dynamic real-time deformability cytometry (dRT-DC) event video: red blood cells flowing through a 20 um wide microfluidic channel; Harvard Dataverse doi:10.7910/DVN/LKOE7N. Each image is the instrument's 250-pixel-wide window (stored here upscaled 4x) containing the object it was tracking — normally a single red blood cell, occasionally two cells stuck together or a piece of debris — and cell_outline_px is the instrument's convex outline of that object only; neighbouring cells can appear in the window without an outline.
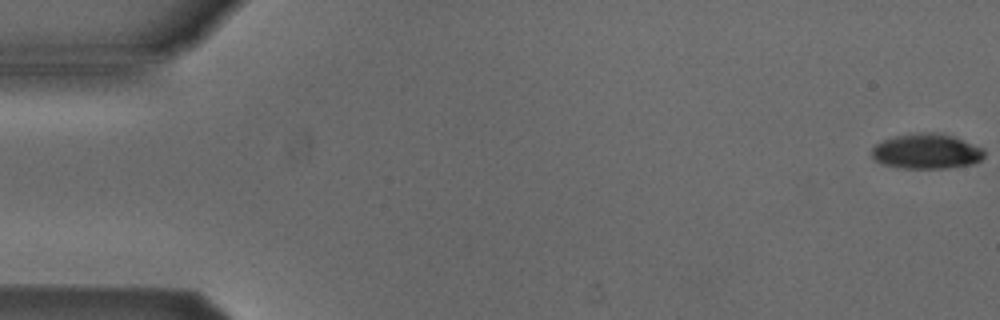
{"species": "Egyptian fruit bat (a non-hibernating species)", "species_latin": "Rousettus aegyptiacus", "temperature_condition": "cold", "stored_images_in_passage": 46, "camera_frame_rate_fps": 3000, "um_per_image_px": 0.085, "animal": {"sex": "male"}, "frame": {"image": 1, "passage_image": 1, "time_ms": 0.0, "image_size_px": [1000, 320], "cell_outline_px": [[984, 156], [980, 160], [972, 164], [948, 168], [904, 168], [884, 164], [876, 160], [872, 156], [872, 148], [876, 144], [884, 140], [896, 136], [920, 132], [932, 132], [952, 136], [984, 148]], "centroid_in_image_um": [78.77, 12.86], "position_along_channel_um": 6.2, "area_um2": 22.77}}
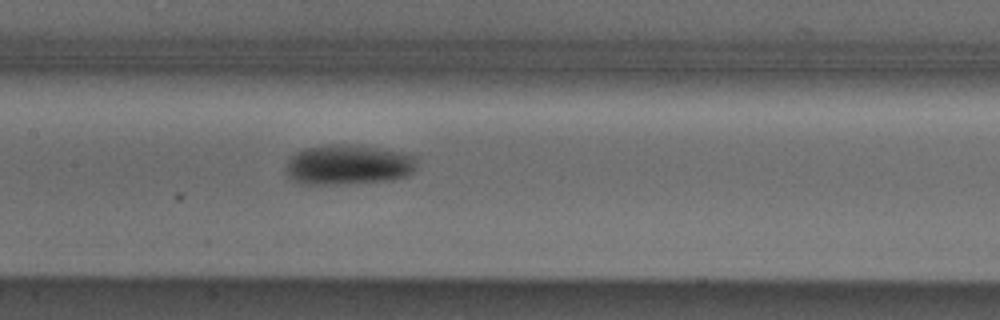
{"frame": {"image": 2, "passage_image": 26, "time_ms": 8.333, "image_size_px": [1000, 320], "cell_outline_px": [[416, 168], [408, 176], [392, 180], [344, 184], [300, 184], [292, 180], [284, 172], [288, 160], [296, 152], [304, 148], [324, 144], [352, 144], [380, 148], [404, 152], [416, 156]], "centroid_in_image_um": [29.6, 14.0], "position_along_channel_um": 177.8, "area_um2": 31.21}}
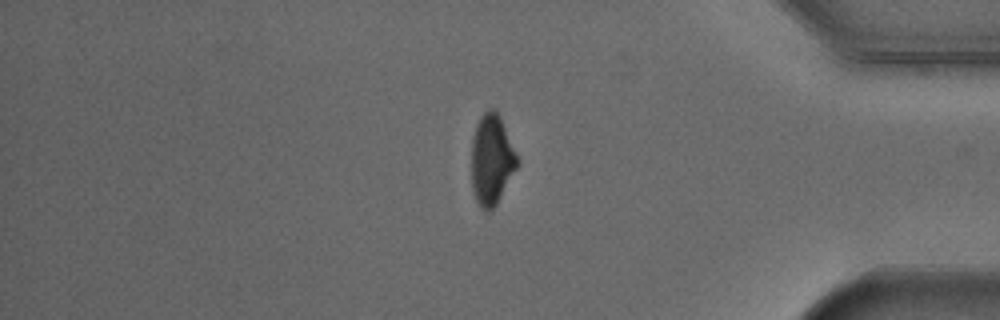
{"frame": {"image": 3, "passage_image": 45, "time_ms": 14.667, "image_size_px": [1000, 320], "cell_outline_px": [[520, 164], [496, 204], [488, 212], [480, 208], [472, 192], [472, 136], [476, 124], [480, 116], [488, 108], [492, 108], [500, 116]], "centroid_in_image_um": [41.78, 13.58], "position_along_channel_um": 393.4, "area_um2": 24.1}, "authors_computed_cell_mechanics": {"area_um2": 27.2816, "velocity_mm_per_s": 3.865, "shape_relaxation_time_tau1_ms": 2.9949, "shape_relaxation_time_tau2_ms": null, "deformation_change_tau1": 0.1189, "deformation_change_tau2": null}}